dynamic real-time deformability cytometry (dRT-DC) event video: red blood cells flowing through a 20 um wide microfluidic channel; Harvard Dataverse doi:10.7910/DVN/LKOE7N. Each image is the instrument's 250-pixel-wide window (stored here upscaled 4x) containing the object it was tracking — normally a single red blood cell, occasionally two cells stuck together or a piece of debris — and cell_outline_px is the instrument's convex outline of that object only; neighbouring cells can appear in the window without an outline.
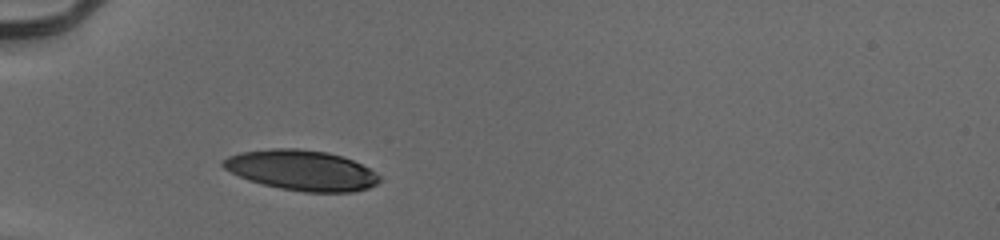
{"species": "human", "species_latin": "Homo sapiens", "temperature_condition": "cold", "stored_images_in_passage": 29, "camera_frame_rate_fps": 3000, "um_per_image_px": 0.085, "donor": {"sex": "male"}, "frame": {"image": 1, "passage_image": 1, "time_ms": 0.0, "image_size_px": [1000, 240], "cell_outline_px": [[380, 180], [376, 184], [368, 188], [352, 192], [304, 192], [280, 188], [248, 180], [224, 168], [220, 164], [228, 156], [240, 152], [272, 148], [296, 148], [328, 152], [352, 160], [376, 172], [380, 176]], "centroid_in_image_um": [25.63, 14.47], "position_along_channel_um": 59.4, "area_um2": 36.53}}
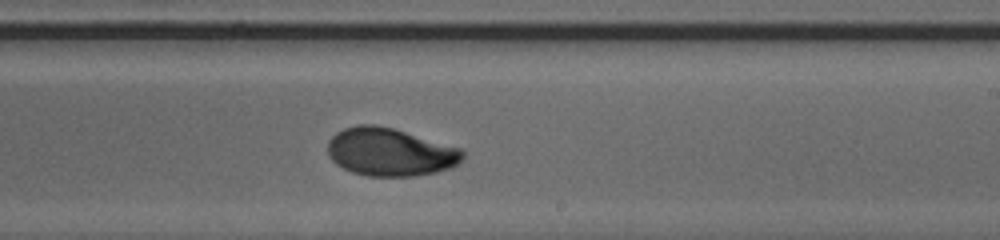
{"frame": {"image": 2, "passage_image": 17, "time_ms": 5.333, "image_size_px": [1000, 240], "cell_outline_px": [[464, 156], [452, 168], [436, 172], [416, 176], [368, 176], [352, 172], [336, 164], [328, 156], [328, 140], [336, 132], [344, 128], [356, 124], [376, 124], [392, 128], [460, 148], [464, 152]], "centroid_in_image_um": [33.12, 12.92], "position_along_channel_um": 255.9, "area_um2": 37.74}}
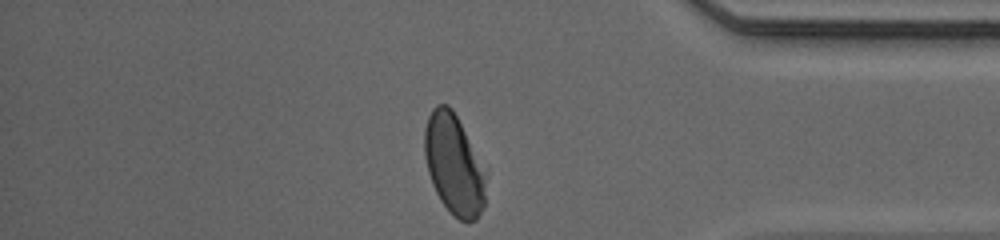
{"frame": {"image": 3, "passage_image": 29, "time_ms": 9.333, "image_size_px": [1000, 240], "cell_outline_px": [[484, 208], [476, 220], [468, 224], [460, 220], [440, 200], [432, 184], [428, 172], [424, 156], [424, 128], [428, 116], [432, 108], [436, 104], [448, 104], [452, 108], [464, 132], [480, 168], [484, 196]], "centroid_in_image_um": [38.49, 13.99], "position_along_channel_um": 396.7, "area_um2": 34.45}, "authors_computed_cell_mechanics": {"area_um2": 37.57, "velocity_mm_per_s": 3.95, "shape_relaxation_time_tau1_ms": 3.503, "shape_relaxation_time_tau2_ms": 1.1235, "deformation_change_tau1": 0.1802, "deformation_change_tau2": 0.0427}}